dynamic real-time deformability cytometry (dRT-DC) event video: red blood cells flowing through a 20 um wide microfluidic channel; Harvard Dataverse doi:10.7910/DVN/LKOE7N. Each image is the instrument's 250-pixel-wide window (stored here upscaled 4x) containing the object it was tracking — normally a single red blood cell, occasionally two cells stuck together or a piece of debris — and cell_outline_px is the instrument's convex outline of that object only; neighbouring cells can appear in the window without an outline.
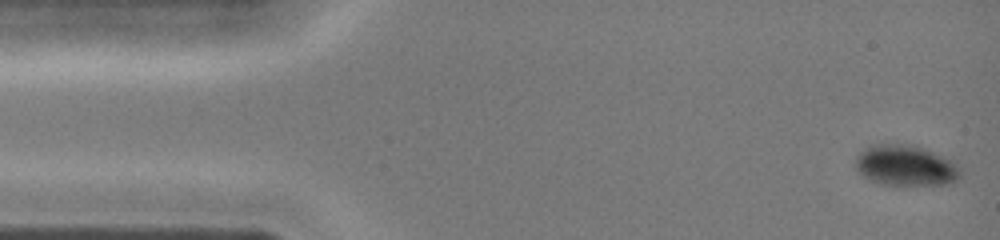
{"species": "common noctule bat (a hibernating species)", "species_latin": "Nyctalus noctula", "temperature_condition": "cold", "stored_images_in_passage": 40, "camera_frame_rate_fps": 3000, "um_per_image_px": 0.085, "animal": {"sex": "female", "body_mass_g": 19.0, "forearm_length_mm": 51.5}, "frame": {"image": 1, "passage_image": 1, "time_ms": 0.0, "image_size_px": [1000, 240], "cell_outline_px": [[960, 176], [956, 180], [948, 184], [880, 184], [864, 176], [856, 168], [856, 160], [860, 152], [876, 144], [908, 144], [924, 148], [956, 160], [960, 168]], "centroid_in_image_um": [77.05, 14.06], "position_along_channel_um": 8.0, "area_um2": 24.68}}
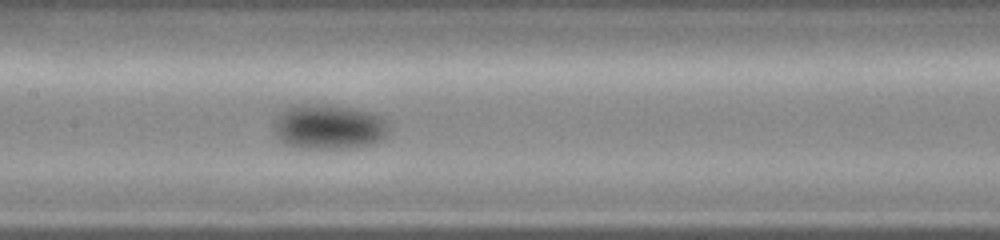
{"frame": {"image": 2, "passage_image": 19, "time_ms": 6.0, "image_size_px": [1000, 240], "cell_outline_px": [[392, 128], [388, 136], [384, 140], [372, 144], [356, 148], [300, 148], [284, 144], [276, 136], [272, 128], [272, 120], [284, 108], [296, 104], [332, 104], [372, 112], [384, 116], [392, 124]], "centroid_in_image_um": [28.0, 10.77], "position_along_channel_um": 179.4, "area_um2": 31.5}}
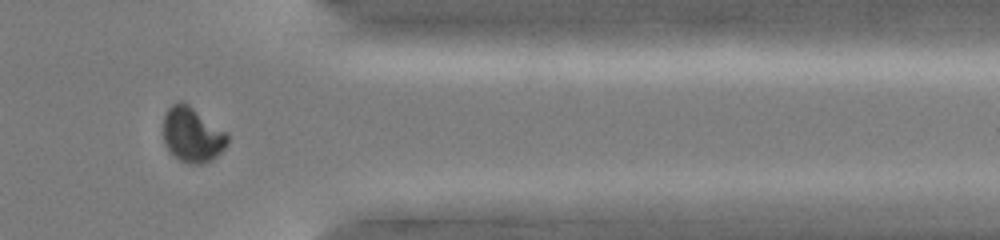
{"frame": {"image": 3, "passage_image": 33, "time_ms": 10.667, "image_size_px": [1000, 240], "cell_outline_px": [[228, 144], [212, 160], [200, 164], [192, 164], [180, 160], [164, 144], [164, 112], [176, 100], [184, 100], [228, 132]], "centroid_in_image_um": [16.36, 11.39], "position_along_channel_um": 395.0, "area_um2": 20.87}}